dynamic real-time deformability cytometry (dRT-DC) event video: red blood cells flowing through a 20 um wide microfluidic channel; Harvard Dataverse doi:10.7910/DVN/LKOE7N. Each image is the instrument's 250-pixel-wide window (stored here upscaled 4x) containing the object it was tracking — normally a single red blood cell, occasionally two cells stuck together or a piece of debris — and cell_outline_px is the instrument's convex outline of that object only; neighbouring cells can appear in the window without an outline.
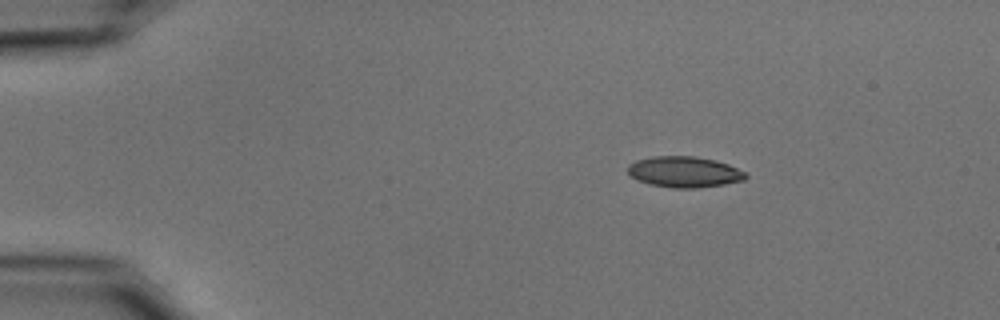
{"species": "common noctule bat (a hibernating species)", "species_latin": "Nyctalus noctula", "temperature_condition": "cold", "stored_images_in_passage": 49, "camera_frame_rate_fps": 3000, "um_per_image_px": 0.085, "animal": {"sex": "male", "body_mass_g": 15.6}, "frame": {"image": 1, "passage_image": 4, "time_ms": 1.0, "image_size_px": [1000, 320], "cell_outline_px": [[748, 176], [744, 180], [724, 184], [696, 188], [672, 188], [648, 184], [636, 180], [628, 172], [628, 164], [636, 160], [652, 156], [696, 156], [716, 160], [728, 164], [744, 172]], "centroid_in_image_um": [58.14, 14.61], "position_along_channel_um": 26.9, "area_um2": 21.33}}
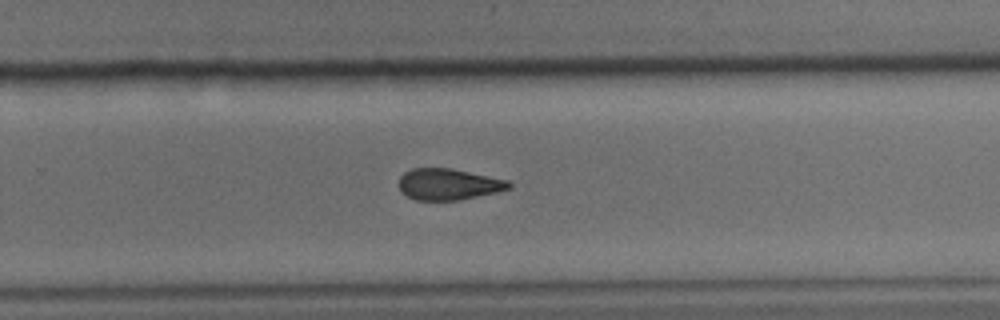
{"frame": {"image": 2, "passage_image": 31, "time_ms": 10.0, "image_size_px": [1000, 320], "cell_outline_px": [[512, 188], [496, 192], [460, 200], [416, 200], [408, 196], [400, 188], [400, 176], [404, 172], [412, 168], [452, 168], [508, 180], [512, 184]], "centroid_in_image_um": [38.15, 15.65], "position_along_channel_um": 291.6, "area_um2": 20.0}}
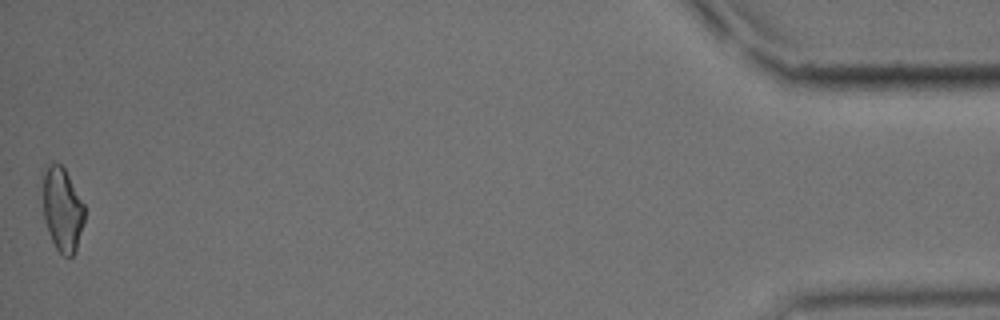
{"frame": {"image": 3, "passage_image": 49, "time_ms": 16.0, "image_size_px": [1000, 320], "cell_outline_px": [[84, 220], [76, 252], [72, 256], [64, 256], [56, 248], [48, 232], [44, 216], [44, 164], [60, 164], [64, 168], [84, 204]], "centroid_in_image_um": [5.31, 17.82], "position_along_channel_um": 429.9, "area_um2": 20.06}, "authors_computed_cell_mechanics": {"area_um2": 21.0392, "velocity_mm_per_s": 3.7347, "shape_relaxation_time_tau1_ms": 8.171, "shape_relaxation_time_tau2_ms": 5.4373, "deformation_change_tau1": 0.1822, "deformation_change_tau2": 0.1376}}